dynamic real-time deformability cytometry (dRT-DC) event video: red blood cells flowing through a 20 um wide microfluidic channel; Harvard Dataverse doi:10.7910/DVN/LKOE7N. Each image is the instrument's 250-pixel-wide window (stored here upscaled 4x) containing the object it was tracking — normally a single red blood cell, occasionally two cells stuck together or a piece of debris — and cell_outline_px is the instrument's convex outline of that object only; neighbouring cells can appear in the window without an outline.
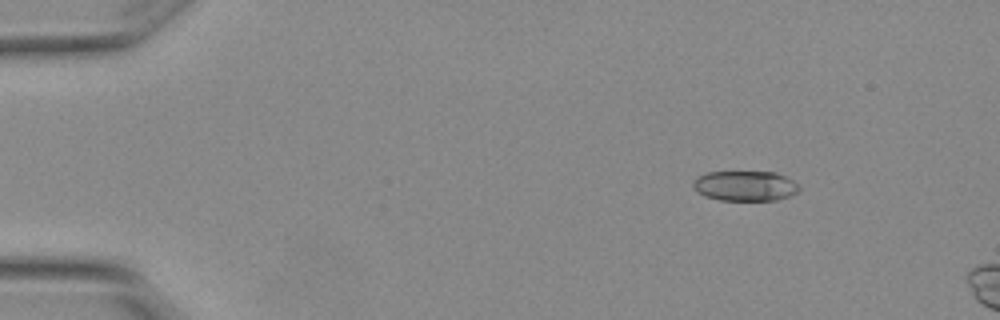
{"species": "Egyptian fruit bat (a non-hibernating species)", "species_latin": "Rousettus aegyptiacus", "temperature_condition": "warm", "stored_images_in_passage": 4, "camera_frame_rate_fps": 3000, "um_per_image_px": 0.085, "animal": {"sex": "female"}, "frame": {"image": 1, "passage_image": 2, "time_ms": 0.333, "image_size_px": [1000, 320], "cell_outline_px": [[800, 188], [796, 192], [788, 196], [776, 200], [720, 200], [704, 196], [692, 184], [696, 176], [708, 172], [776, 172], [792, 180]], "centroid_in_image_um": [63.32, 15.79], "position_along_channel_um": 21.7, "area_um2": 18.38}}